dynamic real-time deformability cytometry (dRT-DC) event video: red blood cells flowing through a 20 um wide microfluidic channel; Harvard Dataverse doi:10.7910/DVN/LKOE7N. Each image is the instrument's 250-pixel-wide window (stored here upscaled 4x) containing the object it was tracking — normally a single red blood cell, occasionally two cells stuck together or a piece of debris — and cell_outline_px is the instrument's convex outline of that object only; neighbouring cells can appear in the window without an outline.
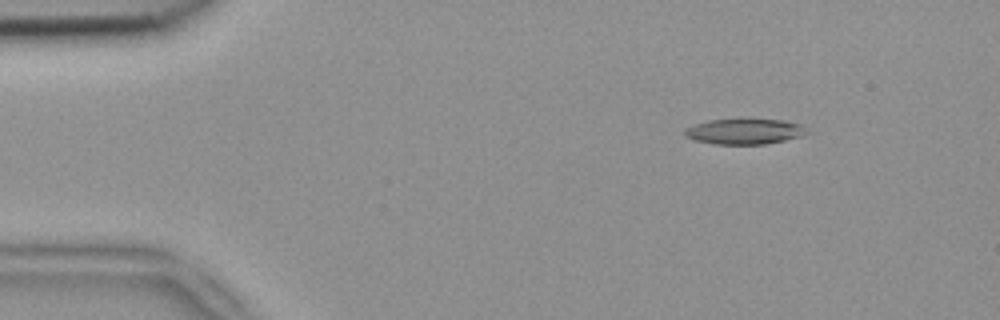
{"species": "common noctule bat (a hibernating species)", "species_latin": "Nyctalus noctula", "temperature_condition": "room temperature", "stored_images_in_passage": 4, "camera_frame_rate_fps": 3000, "um_per_image_px": 0.085, "animal": {"sex": "female", "body_mass_g": 18.4}, "frame": {"image": 1, "passage_image": 1, "time_ms": 0.0, "image_size_px": [1000, 320], "cell_outline_px": [[808, 132], [800, 136], [784, 140], [764, 144], [712, 144], [696, 140], [684, 136], [684, 128], [692, 124], [708, 120], [784, 120], [800, 124]], "centroid_in_image_um": [63.21, 11.18], "position_along_channel_um": 21.8, "area_um2": 17.92}}